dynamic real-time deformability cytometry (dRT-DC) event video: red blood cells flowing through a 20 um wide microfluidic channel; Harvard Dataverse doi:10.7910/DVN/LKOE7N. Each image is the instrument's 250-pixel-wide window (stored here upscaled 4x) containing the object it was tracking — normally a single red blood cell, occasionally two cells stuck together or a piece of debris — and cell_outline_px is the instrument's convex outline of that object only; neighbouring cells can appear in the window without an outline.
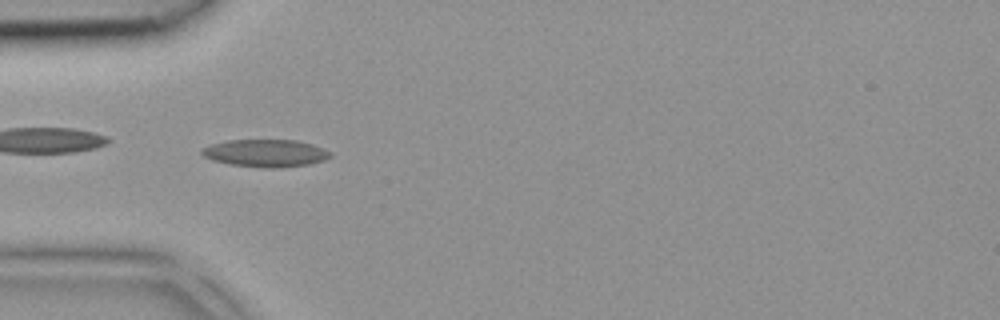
{"species": "common noctule bat (a hibernating species)", "species_latin": "Nyctalus noctula", "temperature_condition": "room temperature", "stored_images_in_passage": 39, "camera_frame_rate_fps": 3000, "um_per_image_px": 0.085, "animal": {"sex": "female", "body_mass_g": 18.4}, "frame": {"image": 1, "passage_image": 9, "time_ms": 2.667, "image_size_px": [1000, 320], "cell_outline_px": [[332, 156], [324, 160], [308, 164], [272, 168], [232, 164], [212, 160], [204, 156], [200, 152], [200, 148], [208, 144], [228, 140], [296, 140], [312, 144], [324, 148], [332, 152]], "centroid_in_image_um": [22.56, 13.0], "position_along_channel_um": 62.4, "area_um2": 20.52}}
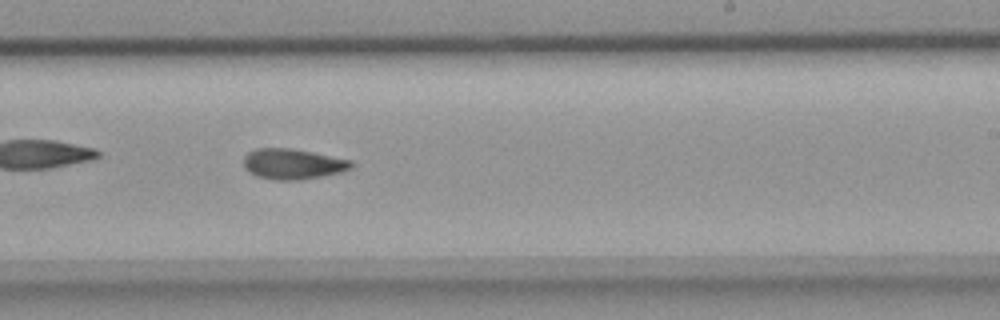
{"frame": {"image": 2, "passage_image": 22, "time_ms": 7.0, "image_size_px": [1000, 320], "cell_outline_px": [[352, 168], [340, 172], [324, 176], [300, 180], [276, 180], [256, 176], [244, 164], [244, 156], [248, 152], [256, 148], [292, 148], [352, 160]], "centroid_in_image_um": [24.91, 13.93], "position_along_channel_um": 264.1, "area_um2": 19.02}}
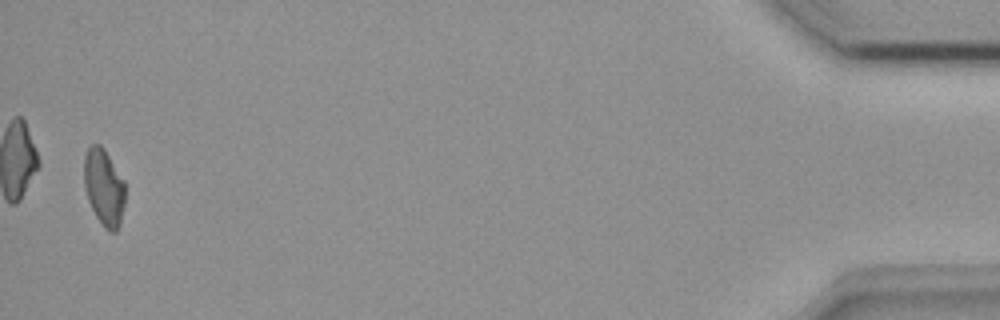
{"frame": {"image": 3, "passage_image": 38, "time_ms": 12.333, "image_size_px": [1000, 320], "cell_outline_px": [[124, 204], [120, 224], [116, 232], [108, 232], [104, 228], [96, 216], [88, 200], [84, 184], [84, 156], [88, 148], [92, 144], [100, 144], [104, 148], [124, 180]], "centroid_in_image_um": [8.83, 15.92], "position_along_channel_um": 426.4, "area_um2": 18.38}}